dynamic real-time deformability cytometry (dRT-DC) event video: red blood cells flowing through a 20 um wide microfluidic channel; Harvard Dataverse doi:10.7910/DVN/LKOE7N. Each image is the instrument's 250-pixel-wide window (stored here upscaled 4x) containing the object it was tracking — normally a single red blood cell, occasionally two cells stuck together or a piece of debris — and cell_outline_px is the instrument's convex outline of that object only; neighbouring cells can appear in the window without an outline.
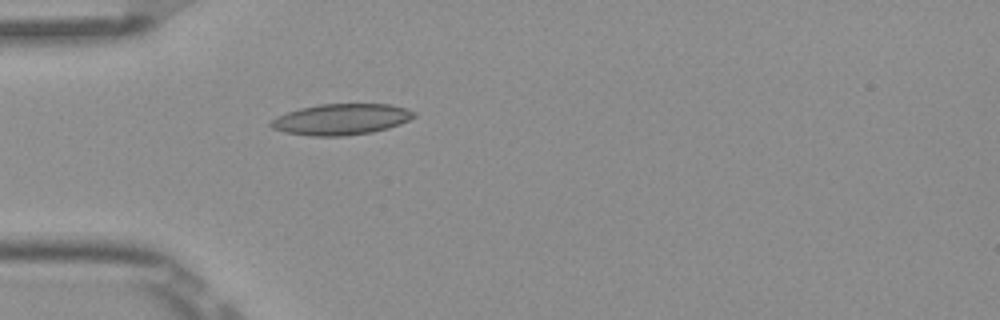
{"species": "Egyptian fruit bat (a non-hibernating species)", "species_latin": "Rousettus aegyptiacus", "temperature_condition": "room temperature", "stored_images_in_passage": 1, "camera_frame_rate_fps": 3000, "um_per_image_px": 0.085, "frame": {"image": 1, "passage_image": 1, "time_ms": 0.0, "image_size_px": [1000, 320], "cell_outline_px": [[416, 116], [400, 124], [388, 128], [372, 132], [344, 136], [312, 136], [284, 132], [272, 128], [268, 124], [276, 116], [300, 108], [320, 104], [392, 104], [408, 108], [416, 112]], "centroid_in_image_um": [29.02, 10.14], "position_along_channel_um": 56.0, "area_um2": 26.01}}